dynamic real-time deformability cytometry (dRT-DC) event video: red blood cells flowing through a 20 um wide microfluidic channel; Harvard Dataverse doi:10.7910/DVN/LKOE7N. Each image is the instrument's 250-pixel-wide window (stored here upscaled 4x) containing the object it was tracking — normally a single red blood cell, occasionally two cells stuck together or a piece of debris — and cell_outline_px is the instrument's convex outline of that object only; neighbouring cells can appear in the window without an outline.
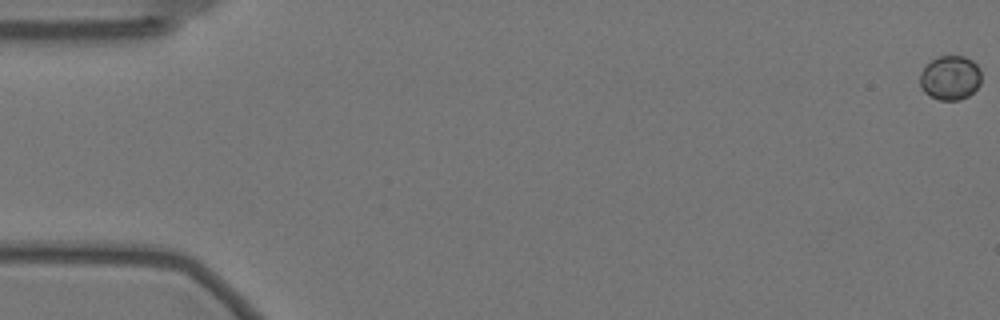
{"species": "Egyptian fruit bat (a non-hibernating species)", "species_latin": "Rousettus aegyptiacus", "temperature_condition": "warm", "stored_images_in_passage": 59, "camera_frame_rate_fps": 3000, "um_per_image_px": 0.085, "animal": {"sex": "female"}, "frame": {"image": 1, "passage_image": 1, "time_ms": 0.0, "image_size_px": [1000, 320], "cell_outline_px": [[980, 84], [968, 96], [960, 100], [940, 100], [924, 92], [920, 84], [920, 72], [932, 60], [940, 56], [964, 56], [972, 60], [980, 68]], "centroid_in_image_um": [80.78, 6.61], "position_along_channel_um": 4.2, "area_um2": 15.72}}
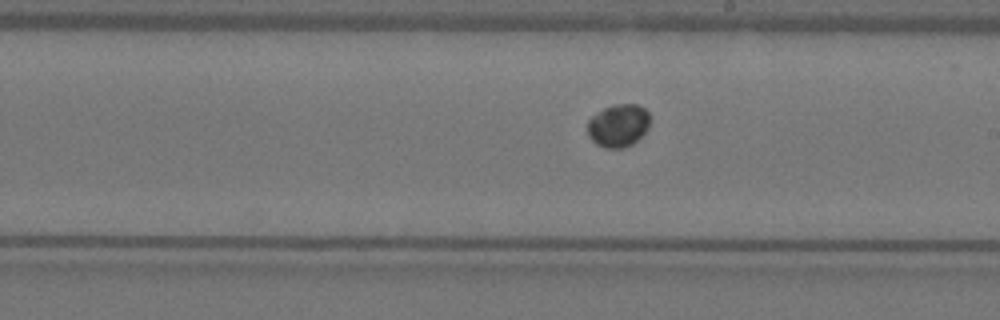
{"frame": {"image": 2, "passage_image": 34, "time_ms": 11.0, "image_size_px": [1000, 320], "cell_outline_px": [[648, 128], [632, 144], [624, 148], [604, 148], [596, 144], [588, 136], [588, 120], [592, 116], [604, 108], [616, 104], [636, 104], [644, 108], [648, 112]], "centroid_in_image_um": [52.53, 10.67], "position_along_channel_um": 236.5, "area_um2": 15.43}}
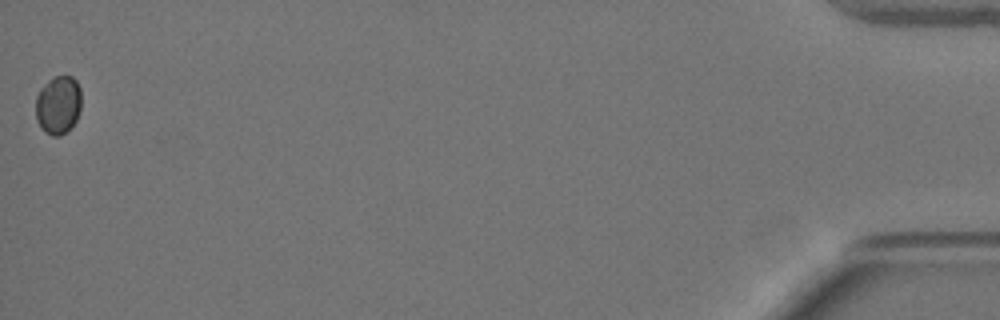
{"frame": {"image": 3, "passage_image": 59, "time_ms": 19.333, "image_size_px": [1000, 320], "cell_outline_px": [[80, 112], [76, 120], [60, 136], [52, 136], [44, 132], [40, 128], [36, 120], [36, 96], [40, 88], [48, 80], [56, 76], [72, 76], [76, 80], [80, 88]], "centroid_in_image_um": [4.92, 8.91], "position_along_channel_um": 430.3, "area_um2": 15.61}}